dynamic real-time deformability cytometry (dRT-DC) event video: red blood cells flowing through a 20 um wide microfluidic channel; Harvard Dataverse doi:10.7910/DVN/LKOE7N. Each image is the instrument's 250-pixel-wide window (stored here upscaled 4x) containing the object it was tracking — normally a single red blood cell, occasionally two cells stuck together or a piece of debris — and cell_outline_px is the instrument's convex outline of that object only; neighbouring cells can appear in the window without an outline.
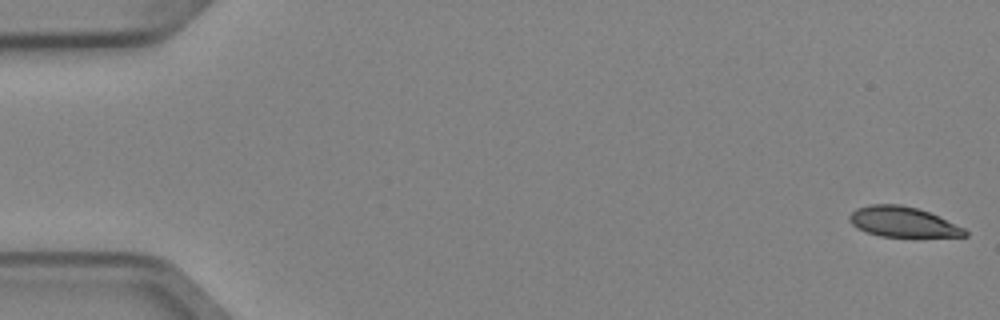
{"species": "Egyptian fruit bat (a non-hibernating species)", "species_latin": "Rousettus aegyptiacus", "temperature_condition": "cold", "stored_images_in_passage": 5, "camera_frame_rate_fps": 3000, "um_per_image_px": 0.085, "animal": {"sex": "female"}, "frame": {"image": 1, "passage_image": 1, "time_ms": 0.0, "image_size_px": [1000, 320], "cell_outline_px": [[968, 236], [880, 236], [856, 228], [848, 220], [848, 216], [856, 208], [868, 204], [900, 204], [916, 208], [928, 212], [964, 228], [968, 232]], "centroid_in_image_um": [76.68, 18.85], "position_along_channel_um": 8.3, "area_um2": 20.06}}
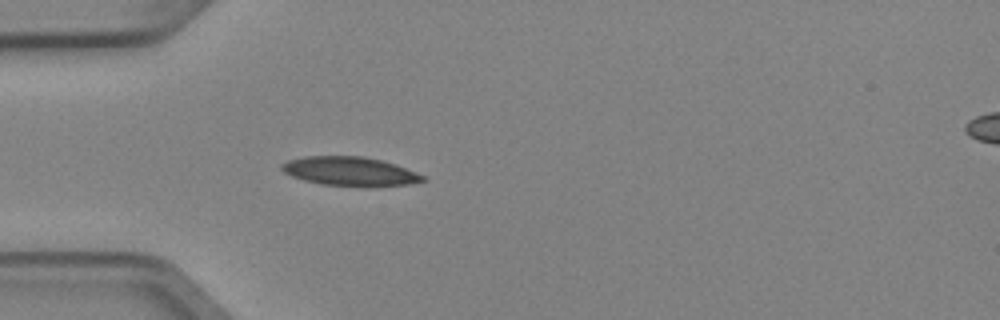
{"frame": {"image": 2, "passage_image": 5, "time_ms": 1.333, "image_size_px": [1000, 320], "cell_outline_px": [[428, 180], [408, 184], [368, 188], [320, 184], [304, 180], [292, 176], [284, 172], [280, 168], [280, 164], [288, 160], [304, 156], [364, 156], [396, 164], [416, 172], [424, 176]], "centroid_in_image_um": [29.76, 14.58], "position_along_channel_um": 55.2, "area_um2": 24.28}}